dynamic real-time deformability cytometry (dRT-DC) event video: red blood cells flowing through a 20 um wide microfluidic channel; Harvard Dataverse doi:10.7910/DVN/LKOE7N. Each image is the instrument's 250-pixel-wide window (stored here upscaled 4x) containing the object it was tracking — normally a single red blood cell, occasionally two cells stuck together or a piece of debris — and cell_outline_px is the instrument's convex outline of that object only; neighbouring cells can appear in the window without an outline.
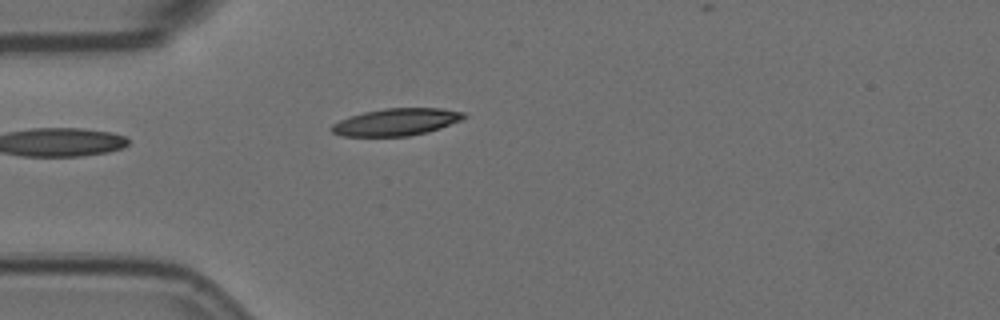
{"species": "Egyptian fruit bat (a non-hibernating species)", "species_latin": "Rousettus aegyptiacus", "temperature_condition": "room temperature", "stored_images_in_passage": 5, "camera_frame_rate_fps": 3000, "um_per_image_px": 0.085, "animal": {"sex": "female"}, "frame": {"image": 1, "passage_image": 5, "time_ms": 1.333, "image_size_px": [1000, 320], "cell_outline_px": [[468, 116], [460, 120], [440, 128], [428, 132], [408, 136], [340, 136], [332, 132], [328, 128], [332, 124], [340, 120], [364, 112], [384, 108], [440, 108], [464, 112]], "centroid_in_image_um": [33.67, 10.37], "position_along_channel_um": 51.3, "area_um2": 20.92}}